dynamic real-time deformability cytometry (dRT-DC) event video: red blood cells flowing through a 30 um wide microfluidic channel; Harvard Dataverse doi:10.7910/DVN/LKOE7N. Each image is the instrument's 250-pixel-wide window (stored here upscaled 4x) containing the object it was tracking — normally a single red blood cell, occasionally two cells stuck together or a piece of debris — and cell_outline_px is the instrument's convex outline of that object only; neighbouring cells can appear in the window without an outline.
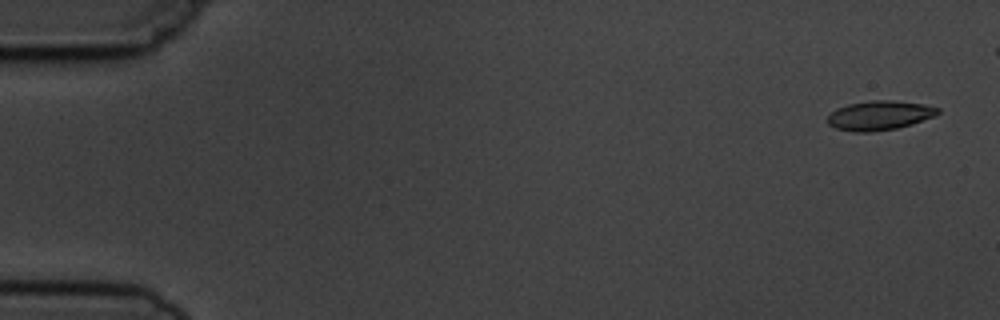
{"species": "common noctule bat (a hibernating species)", "species_latin": "Nyctalus noctula", "temperature_condition": "cold", "stored_images_in_passage": 6, "camera_frame_rate_fps": 3000, "um_per_image_px": 0.085, "animal": {"sex": "male", "body_mass_g": 19.5, "forearm_length_mm": 54.6}, "frame": {"image": 1, "passage_image": 1, "time_ms": 0.0, "image_size_px": [1000, 320], "cell_outline_px": [[940, 112], [936, 116], [912, 124], [896, 128], [868, 132], [852, 132], [836, 128], [828, 124], [828, 116], [836, 108], [848, 104], [868, 100], [892, 100], [924, 104], [940, 108]], "centroid_in_image_um": [74.77, 9.8], "position_along_channel_um": 10.2, "area_um2": 18.96}}